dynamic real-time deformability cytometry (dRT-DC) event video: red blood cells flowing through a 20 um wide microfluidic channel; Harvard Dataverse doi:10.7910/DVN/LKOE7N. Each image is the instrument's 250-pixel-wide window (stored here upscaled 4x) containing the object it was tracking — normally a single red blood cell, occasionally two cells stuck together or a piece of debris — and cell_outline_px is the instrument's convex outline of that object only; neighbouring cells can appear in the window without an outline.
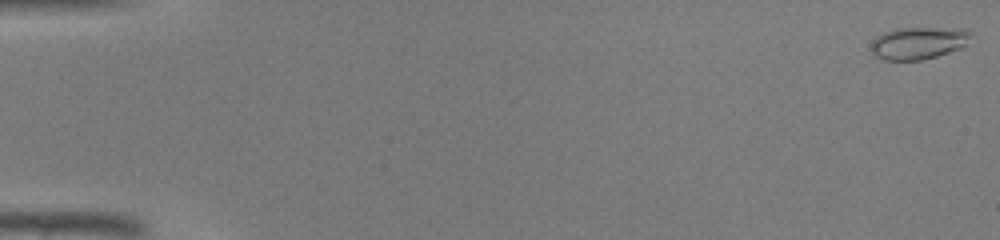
{"species": "common noctule bat (a hibernating species)", "species_latin": "Nyctalus noctula", "temperature_condition": "warm", "stored_images_in_passage": 46, "camera_frame_rate_fps": 3000, "um_per_image_px": 0.085, "animal": {"sex": "male", "body_mass_g": 19.0, "forearm_length_mm": 50.8}, "frame": {"image": 1, "passage_image": 1, "time_ms": 0.0, "image_size_px": [1000, 240], "cell_outline_px": [[972, 32], [964, 44], [960, 48], [936, 56], [920, 60], [884, 60], [872, 56], [872, 40], [876, 36], [884, 32], [896, 28], [968, 28]], "centroid_in_image_um": [78.02, 3.65], "position_along_channel_um": 7.0, "area_um2": 18.79}}
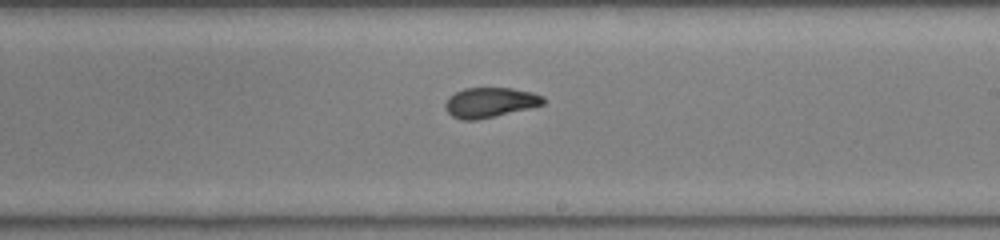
{"frame": {"image": 2, "passage_image": 28, "time_ms": 9.0, "image_size_px": [1000, 240], "cell_outline_px": [[548, 100], [544, 104], [528, 108], [476, 120], [460, 120], [452, 116], [448, 112], [444, 104], [448, 96], [464, 88], [512, 88], [532, 92], [544, 96]], "centroid_in_image_um": [41.65, 8.7], "position_along_channel_um": 247.3, "area_um2": 17.11}}
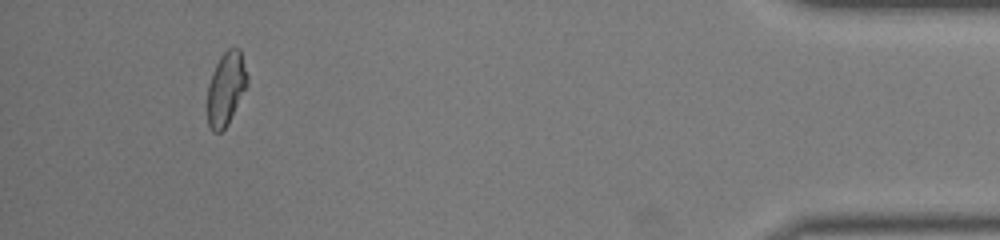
{"frame": {"image": 3, "passage_image": 43, "time_ms": 14.0, "image_size_px": [1000, 240], "cell_outline_px": [[248, 84], [228, 124], [220, 132], [212, 132], [208, 124], [208, 84], [212, 72], [220, 56], [228, 48], [240, 48], [248, 76]], "centroid_in_image_um": [19.22, 7.51], "position_along_channel_um": 416.0, "area_um2": 17.05}}